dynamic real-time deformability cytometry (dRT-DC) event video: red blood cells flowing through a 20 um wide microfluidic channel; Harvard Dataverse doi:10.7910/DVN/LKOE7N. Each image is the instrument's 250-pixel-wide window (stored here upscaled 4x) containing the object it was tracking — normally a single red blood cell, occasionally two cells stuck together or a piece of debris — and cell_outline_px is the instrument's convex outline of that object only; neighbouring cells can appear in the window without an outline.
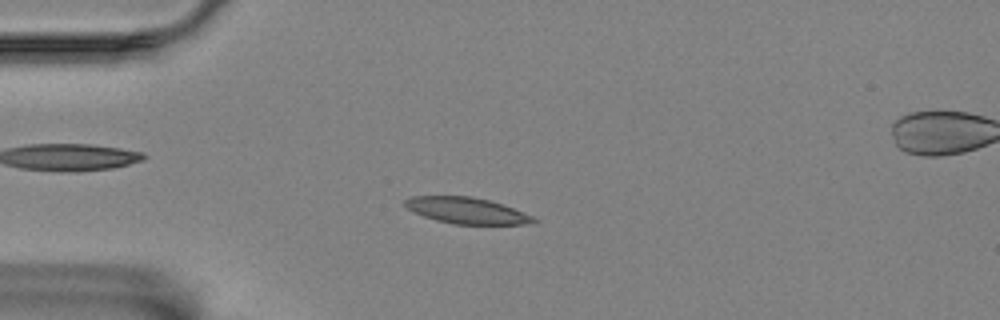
{"species": "Egyptian fruit bat (a non-hibernating species)", "species_latin": "Rousettus aegyptiacus", "temperature_condition": "room temperature", "stored_images_in_passage": 58, "segment_of_instrument_passage": [1, 2], "camera_frame_rate_fps": 3000, "um_per_image_px": 0.085, "animal": {"sex": "female"}, "frame": {"image": 1, "passage_image": 14, "time_ms": 4.333, "image_size_px": [1000, 320], "cell_outline_px": [[540, 220], [536, 224], [452, 224], [436, 220], [424, 216], [408, 208], [404, 204], [404, 200], [412, 196], [468, 196], [488, 200], [512, 208], [532, 216]], "centroid_in_image_um": [39.69, 17.91], "position_along_channel_um": 45.3, "area_um2": 19.42}}
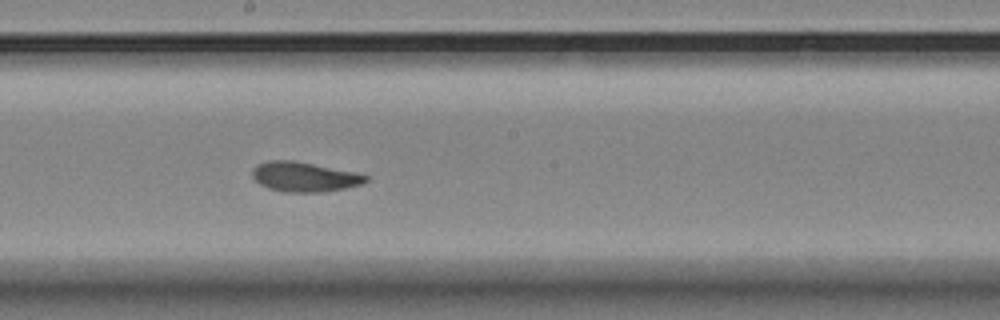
{"frame": {"image": 2, "passage_image": 31, "time_ms": 10.0, "image_size_px": [1000, 320], "cell_outline_px": [[368, 180], [364, 184], [324, 192], [284, 192], [268, 188], [260, 184], [252, 176], [252, 168], [256, 164], [268, 160], [292, 160], [356, 172], [368, 176]], "centroid_in_image_um": [25.86, 15.03], "position_along_channel_um": 222.3, "area_um2": 19.77}}
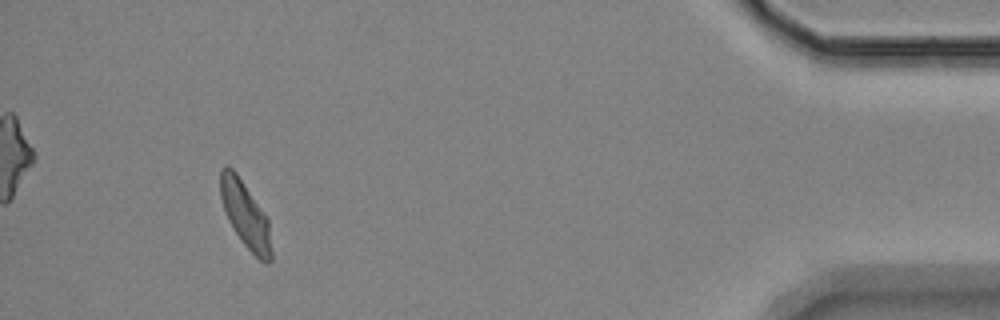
{"frame": {"image": 3, "passage_image": 53, "time_ms": 17.333, "image_size_px": [1000, 320], "cell_outline_px": [[272, 260], [268, 264], [260, 260], [240, 240], [228, 220], [220, 196], [220, 172], [228, 164], [236, 172], [268, 216], [272, 252]], "centroid_in_image_um": [20.88, 18.26], "position_along_channel_um": 414.3, "area_um2": 19.77}}